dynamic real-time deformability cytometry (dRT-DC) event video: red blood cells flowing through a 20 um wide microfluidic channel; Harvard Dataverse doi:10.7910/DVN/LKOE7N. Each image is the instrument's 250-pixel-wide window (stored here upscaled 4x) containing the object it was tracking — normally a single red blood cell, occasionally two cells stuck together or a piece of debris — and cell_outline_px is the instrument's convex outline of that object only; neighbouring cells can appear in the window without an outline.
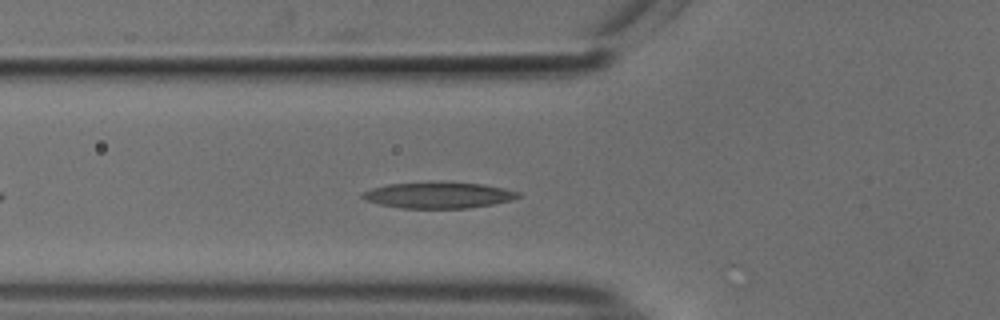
{"species": "common noctule bat (a hibernating species)", "species_latin": "Nyctalus noctula", "temperature_condition": "cold", "stored_images_in_passage": 11, "camera_frame_rate_fps": 3000, "um_per_image_px": 0.085, "animal": {"sex": "male", "body_mass_g": 18.8}, "frame": {"image": 1, "passage_image": 7, "time_ms": 2.0, "image_size_px": [1000, 320], "cell_outline_px": [[520, 196], [512, 200], [492, 204], [468, 208], [400, 208], [380, 204], [364, 200], [360, 196], [364, 192], [372, 188], [388, 184], [484, 184], [504, 188], [520, 192]], "centroid_in_image_um": [37.28, 16.62], "position_along_channel_um": 88.5, "area_um2": 22.83}}
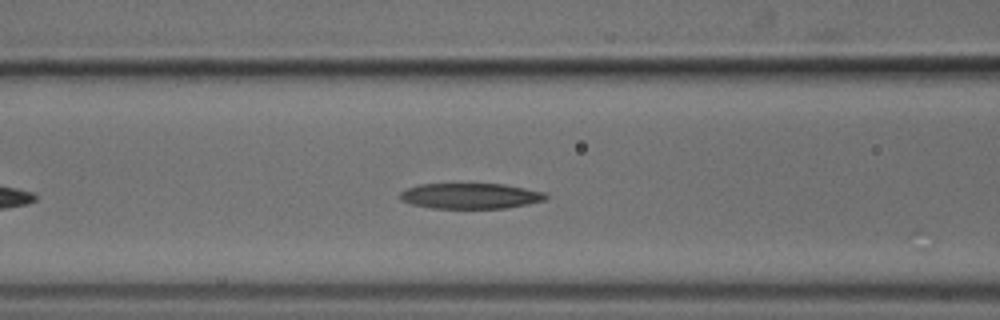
{"frame": {"image": 2, "passage_image": 10, "time_ms": 3.0, "image_size_px": [1000, 320], "cell_outline_px": [[548, 196], [544, 200], [528, 204], [504, 208], [432, 208], [412, 204], [400, 200], [396, 196], [404, 188], [420, 184], [504, 184], [544, 192]], "centroid_in_image_um": [39.91, 16.65], "position_along_channel_um": 126.7, "area_um2": 21.79}}